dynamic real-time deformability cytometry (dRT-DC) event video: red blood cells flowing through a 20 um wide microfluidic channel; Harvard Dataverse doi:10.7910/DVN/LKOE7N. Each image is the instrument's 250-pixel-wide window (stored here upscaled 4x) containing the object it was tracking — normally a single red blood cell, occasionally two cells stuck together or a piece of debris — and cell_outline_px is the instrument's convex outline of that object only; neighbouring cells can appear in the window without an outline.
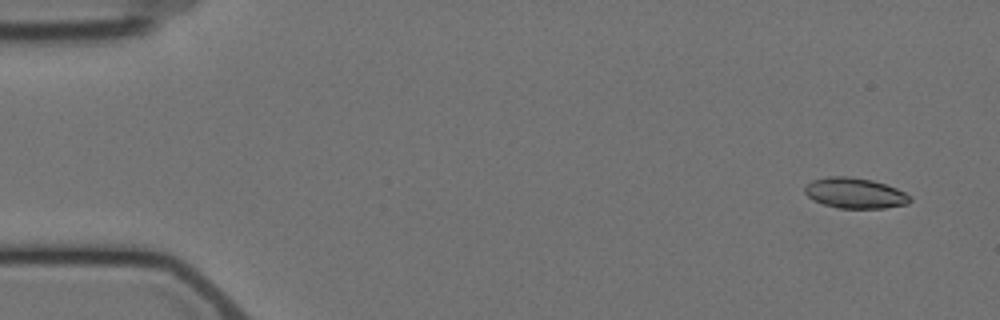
{"species": "Egyptian fruit bat (a non-hibernating species)", "species_latin": "Rousettus aegyptiacus", "temperature_condition": "cold", "stored_images_in_passage": 4, "camera_frame_rate_fps": 3000, "um_per_image_px": 0.085, "animal": {"sex": "female"}, "frame": {"image": 1, "passage_image": 1, "time_ms": 0.0, "image_size_px": [1000, 320], "cell_outline_px": [[912, 200], [908, 204], [884, 208], [840, 208], [824, 204], [812, 200], [804, 192], [804, 188], [812, 180], [828, 176], [848, 176], [872, 180], [896, 188], [912, 196]], "centroid_in_image_um": [72.68, 16.41], "position_along_channel_um": 12.3, "area_um2": 18.73}}
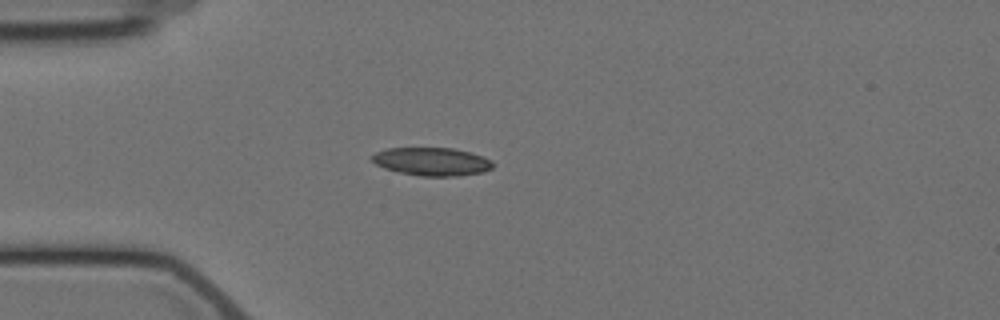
{"frame": {"image": 2, "passage_image": 4, "time_ms": 4.0, "image_size_px": [1000, 320], "cell_outline_px": [[496, 164], [492, 168], [484, 172], [460, 176], [420, 176], [396, 172], [384, 168], [376, 164], [368, 156], [376, 152], [388, 148], [452, 148], [468, 152], [492, 160]], "centroid_in_image_um": [36.69, 13.74], "position_along_channel_um": 48.3, "area_um2": 20.0}}